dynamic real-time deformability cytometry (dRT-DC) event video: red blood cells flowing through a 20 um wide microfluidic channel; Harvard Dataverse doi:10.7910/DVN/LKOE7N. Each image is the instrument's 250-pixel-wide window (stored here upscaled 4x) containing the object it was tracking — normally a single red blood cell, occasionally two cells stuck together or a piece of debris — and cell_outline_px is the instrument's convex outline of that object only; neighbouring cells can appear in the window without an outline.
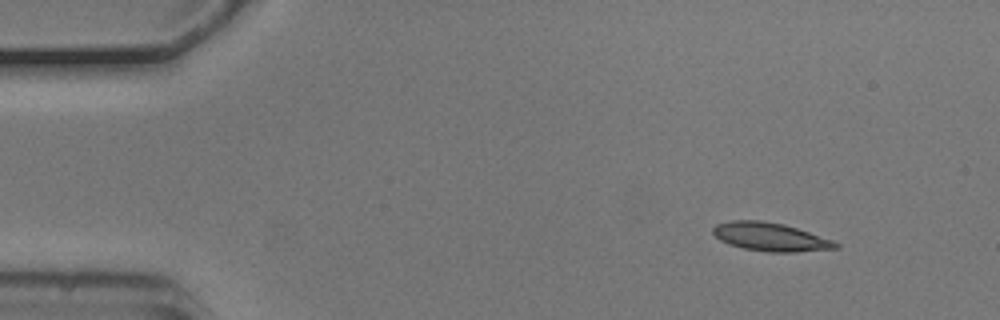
{"species": "common noctule bat (a hibernating species)", "species_latin": "Nyctalus noctula", "temperature_condition": "cold", "stored_images_in_passage": 5, "camera_frame_rate_fps": 3000, "um_per_image_px": 0.085, "animal": {"sex": "male", "body_mass_g": 20.5, "forearm_length_mm": 52.5}, "frame": {"image": 1, "passage_image": 1, "time_ms": 0.0, "image_size_px": [1000, 320], "cell_outline_px": [[840, 248], [796, 252], [768, 252], [744, 248], [728, 244], [720, 240], [712, 232], [712, 228], [716, 224], [732, 220], [760, 220], [784, 224], [832, 240], [840, 244]], "centroid_in_image_um": [65.47, 20.14], "position_along_channel_um": 19.5, "area_um2": 20.23}}
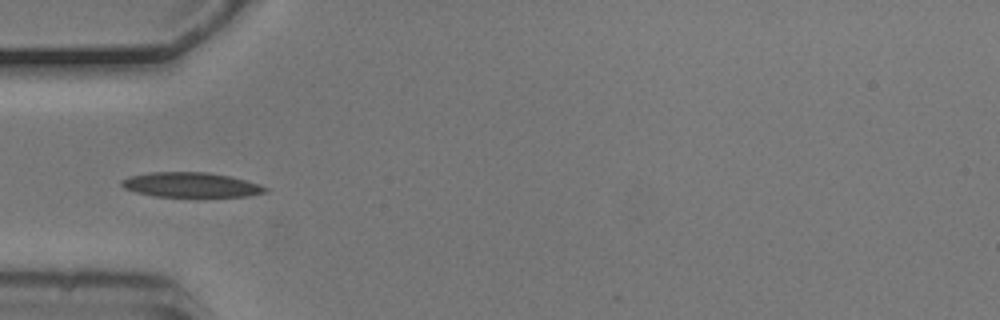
{"frame": {"image": 2, "passage_image": 4, "time_ms": 1.0, "image_size_px": [1000, 320], "cell_outline_px": [[268, 192], [248, 196], [152, 196], [136, 192], [124, 188], [120, 184], [120, 180], [132, 176], [152, 172], [208, 172], [232, 176], [260, 184], [268, 188]], "centroid_in_image_um": [16.26, 15.7], "position_along_channel_um": 68.7, "area_um2": 20.75}}